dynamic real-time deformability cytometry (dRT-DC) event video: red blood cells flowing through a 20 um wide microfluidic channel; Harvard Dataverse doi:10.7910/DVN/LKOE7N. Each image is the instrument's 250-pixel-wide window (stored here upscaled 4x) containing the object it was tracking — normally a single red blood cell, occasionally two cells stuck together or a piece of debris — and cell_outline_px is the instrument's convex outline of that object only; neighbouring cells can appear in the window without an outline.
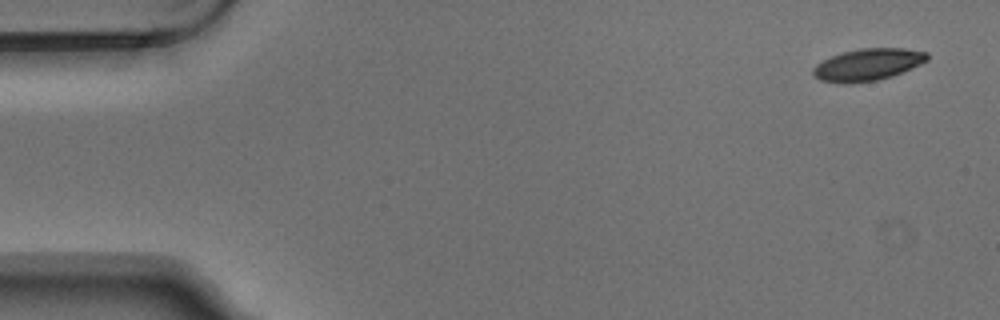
{"species": "Egyptian fruit bat (a non-hibernating species)", "species_latin": "Rousettus aegyptiacus", "temperature_condition": "warm", "stored_images_in_passage": 6, "camera_frame_rate_fps": 3000, "um_per_image_px": 0.085, "animal": {"sex": "male"}, "frame": {"image": 1, "passage_image": 1, "time_ms": 0.0, "image_size_px": [1000, 320], "cell_outline_px": [[928, 60], [920, 64], [892, 76], [876, 80], [852, 84], [840, 84], [820, 80], [812, 72], [812, 68], [816, 64], [832, 56], [844, 52], [860, 48], [904, 48], [928, 52]], "centroid_in_image_um": [73.75, 5.5], "position_along_channel_um": 11.2, "area_um2": 21.27}}
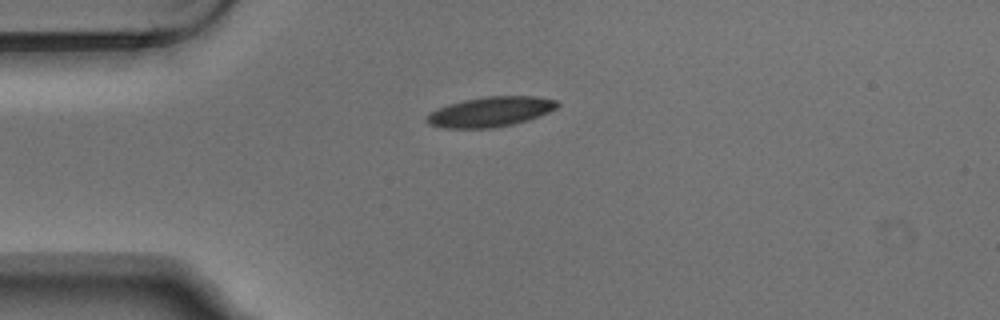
{"frame": {"image": 2, "passage_image": 4, "time_ms": 1.0, "image_size_px": [1000, 320], "cell_outline_px": [[560, 104], [556, 108], [548, 112], [512, 124], [492, 128], [444, 128], [428, 124], [424, 120], [428, 112], [436, 108], [448, 104], [464, 100], [488, 96], [536, 96], [556, 100]], "centroid_in_image_um": [41.61, 9.49], "position_along_channel_um": 43.4, "area_um2": 22.72}}
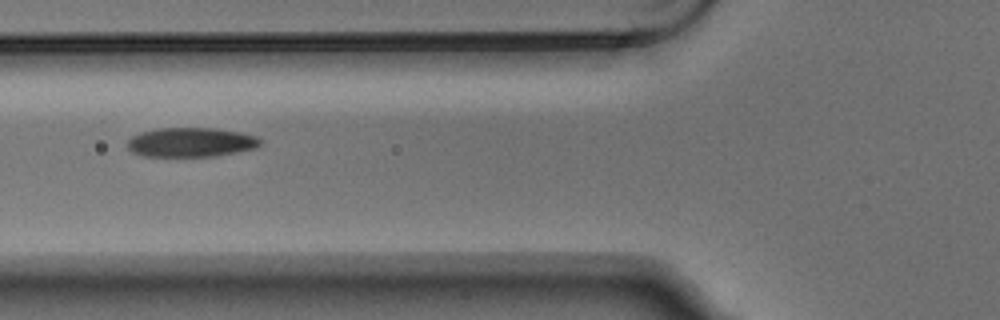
{"frame": {"image": 3, "passage_image": 6, "time_ms": 1.667, "image_size_px": [1000, 320], "cell_outline_px": [[260, 144], [256, 148], [216, 156], [144, 156], [132, 152], [128, 148], [128, 140], [132, 136], [156, 128], [212, 128], [240, 132], [256, 136], [260, 140]], "centroid_in_image_um": [16.23, 12.09], "position_along_channel_um": 109.6, "area_um2": 22.54}}